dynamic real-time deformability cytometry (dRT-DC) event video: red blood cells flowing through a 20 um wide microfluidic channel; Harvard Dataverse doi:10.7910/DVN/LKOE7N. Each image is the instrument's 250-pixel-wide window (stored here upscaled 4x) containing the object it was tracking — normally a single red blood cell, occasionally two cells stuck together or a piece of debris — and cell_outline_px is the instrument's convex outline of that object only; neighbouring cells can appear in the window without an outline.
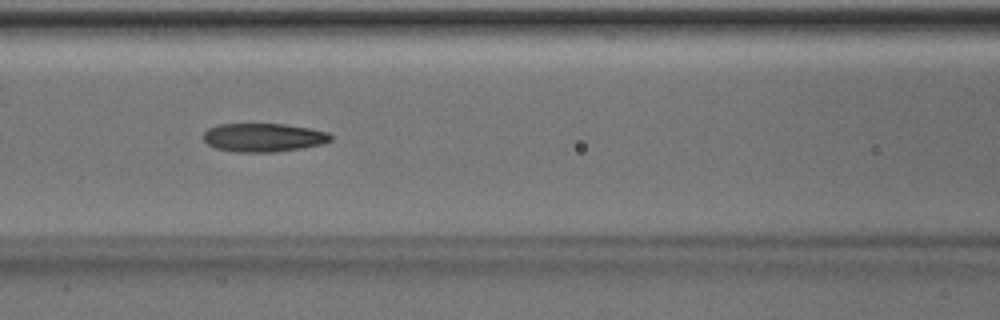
{"species": "Egyptian fruit bat (a non-hibernating species)", "species_latin": "Rousettus aegyptiacus", "temperature_condition": "room temperature", "stored_images_in_passage": 33, "camera_frame_rate_fps": 3000, "um_per_image_px": 0.085, "animal": {"sex": "male"}, "frame": {"image": 1, "passage_image": 13, "time_ms": 4.0, "image_size_px": [1000, 320], "cell_outline_px": [[332, 140], [324, 144], [276, 152], [232, 152], [216, 148], [208, 144], [204, 140], [204, 132], [208, 128], [220, 124], [284, 124], [308, 128], [328, 132], [332, 136]], "centroid_in_image_um": [22.4, 11.69], "position_along_channel_um": 144.2, "area_um2": 21.21}}
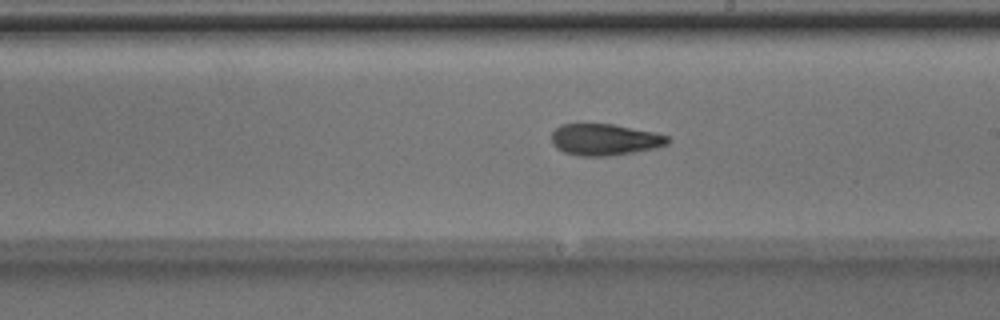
{"frame": {"image": 2, "passage_image": 20, "time_ms": 6.333, "image_size_px": [1000, 320], "cell_outline_px": [[672, 140], [668, 144], [656, 148], [608, 156], [580, 156], [564, 152], [556, 148], [552, 144], [552, 132], [560, 124], [612, 124], [656, 132], [668, 136]], "centroid_in_image_um": [51.42, 11.86], "position_along_channel_um": 237.6, "area_um2": 21.44}}
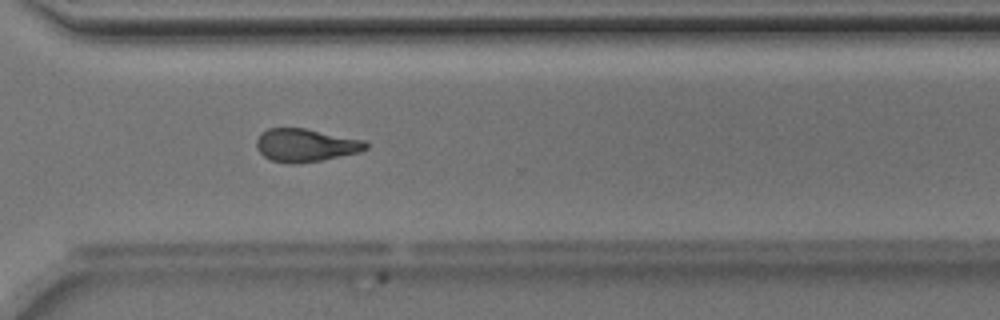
{"frame": {"image": 3, "passage_image": 28, "time_ms": 9.0, "image_size_px": [1000, 320], "cell_outline_px": [[368, 148], [360, 152], [320, 160], [296, 164], [288, 164], [272, 160], [264, 156], [256, 148], [256, 140], [260, 132], [268, 128], [304, 128], [364, 140], [368, 144]], "centroid_in_image_um": [25.95, 12.34], "position_along_channel_um": 344.7, "area_um2": 21.04}}